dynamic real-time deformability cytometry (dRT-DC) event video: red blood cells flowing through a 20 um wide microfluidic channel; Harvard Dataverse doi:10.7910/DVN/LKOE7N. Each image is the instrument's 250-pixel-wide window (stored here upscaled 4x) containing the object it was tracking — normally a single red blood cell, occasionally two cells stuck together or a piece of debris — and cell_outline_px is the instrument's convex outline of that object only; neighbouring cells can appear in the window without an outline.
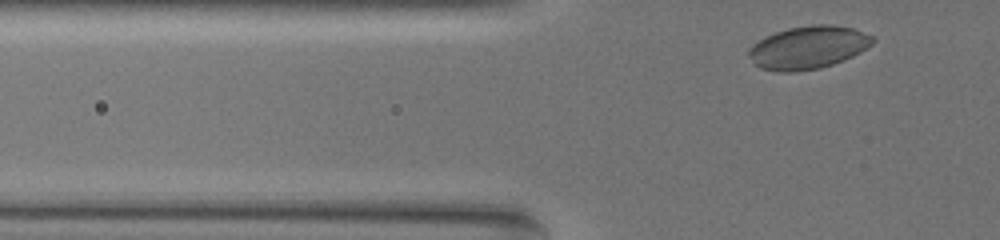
{"species": "common noctule bat (a hibernating species)", "species_latin": "Nyctalus noctula", "temperature_condition": "warm", "stored_images_in_passage": 35, "camera_frame_rate_fps": 3000, "um_per_image_px": 0.085, "animal": {"sex": "female", "body_mass_g": 19.5, "forearm_length_mm": 54.1}, "frame": {"image": 1, "passage_image": 3, "time_ms": 0.667, "image_size_px": [1000, 240], "cell_outline_px": [[876, 40], [872, 44], [860, 52], [844, 60], [820, 68], [796, 72], [780, 72], [760, 68], [752, 64], [748, 56], [748, 48], [752, 44], [764, 36], [788, 28], [812, 24], [832, 24], [856, 28], [876, 36]], "centroid_in_image_um": [68.69, 4.02], "position_along_channel_um": 57.1, "area_um2": 31.62}}
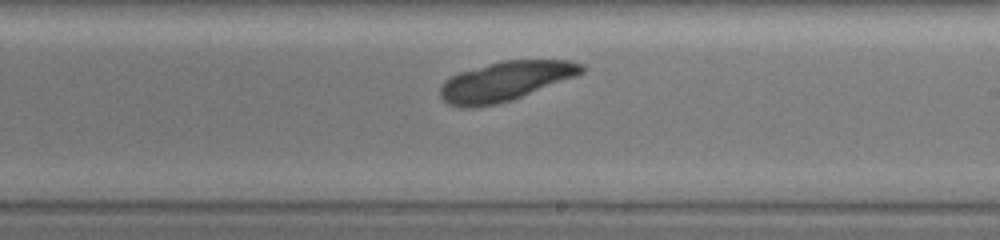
{"frame": {"image": 2, "passage_image": 21, "time_ms": 6.667, "image_size_px": [1000, 240], "cell_outline_px": [[588, 68], [584, 72], [576, 76], [512, 100], [496, 104], [472, 108], [460, 108], [448, 104], [440, 96], [440, 84], [448, 76], [460, 72], [488, 64], [504, 60], [568, 60], [584, 64]], "centroid_in_image_um": [42.95, 6.91], "position_along_channel_um": 246.1, "area_um2": 32.71}}
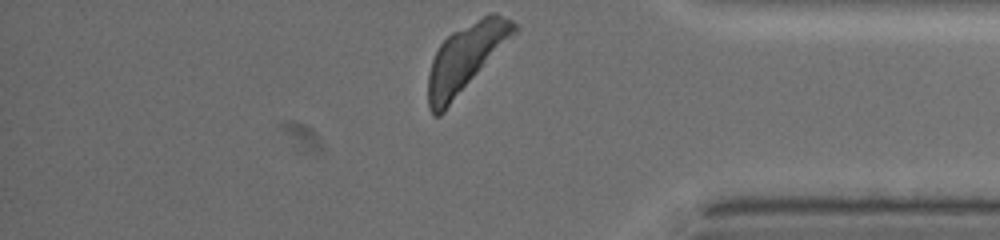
{"frame": {"image": 3, "passage_image": 35, "time_ms": 11.333, "image_size_px": [1000, 240], "cell_outline_px": [[516, 32], [444, 112], [440, 116], [432, 116], [428, 108], [428, 76], [432, 60], [440, 44], [452, 32], [492, 12], [496, 12], [512, 20], [516, 24]], "centroid_in_image_um": [39.55, 4.95], "position_along_channel_um": 395.7, "area_um2": 33.23}}